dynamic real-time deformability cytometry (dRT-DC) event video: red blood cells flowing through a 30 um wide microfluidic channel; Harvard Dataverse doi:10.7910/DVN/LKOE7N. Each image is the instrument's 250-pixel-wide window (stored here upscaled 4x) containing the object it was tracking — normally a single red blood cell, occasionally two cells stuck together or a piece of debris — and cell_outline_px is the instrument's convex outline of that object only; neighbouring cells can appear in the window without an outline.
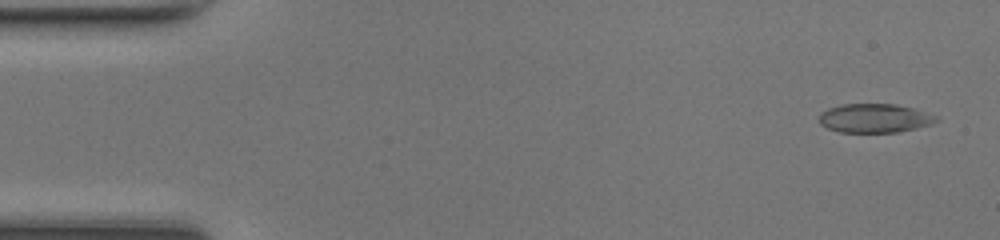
{"species": "common noctule bat (a hibernating species)", "species_latin": "Nyctalus noctula", "temperature_condition": "room temperature", "stored_images_in_passage": 14, "camera_frame_rate_fps": 3000, "um_per_image_px": 0.085, "animal": {"sex": "female", "body_mass_g": 17.0, "forearm_length_mm": 48.0}, "frame": {"image": 1, "passage_image": 2, "time_ms": 0.333, "image_size_px": [1000, 240], "cell_outline_px": [[940, 120], [932, 124], [900, 132], [840, 132], [828, 128], [820, 124], [820, 112], [828, 108], [840, 104], [896, 104], [912, 108], [940, 116]], "centroid_in_image_um": [74.38, 10.04], "position_along_channel_um": 10.6, "area_um2": 19.88}}
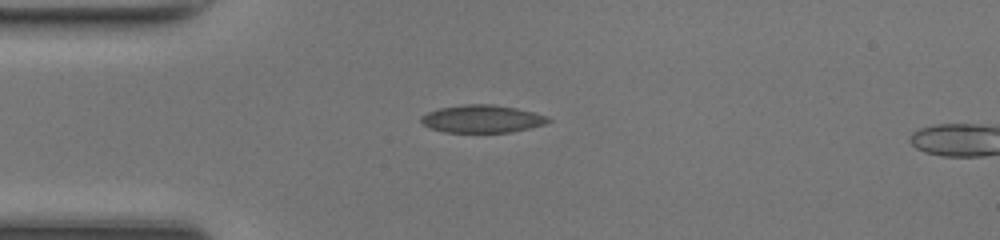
{"frame": {"image": 2, "passage_image": 12, "time_ms": 3.667, "image_size_px": [1000, 240], "cell_outline_px": [[552, 120], [548, 124], [512, 132], [444, 132], [428, 128], [420, 120], [420, 116], [428, 112], [440, 108], [464, 104], [492, 104], [516, 108], [548, 116]], "centroid_in_image_um": [41.0, 10.11], "position_along_channel_um": 44.0, "area_um2": 20.63}}